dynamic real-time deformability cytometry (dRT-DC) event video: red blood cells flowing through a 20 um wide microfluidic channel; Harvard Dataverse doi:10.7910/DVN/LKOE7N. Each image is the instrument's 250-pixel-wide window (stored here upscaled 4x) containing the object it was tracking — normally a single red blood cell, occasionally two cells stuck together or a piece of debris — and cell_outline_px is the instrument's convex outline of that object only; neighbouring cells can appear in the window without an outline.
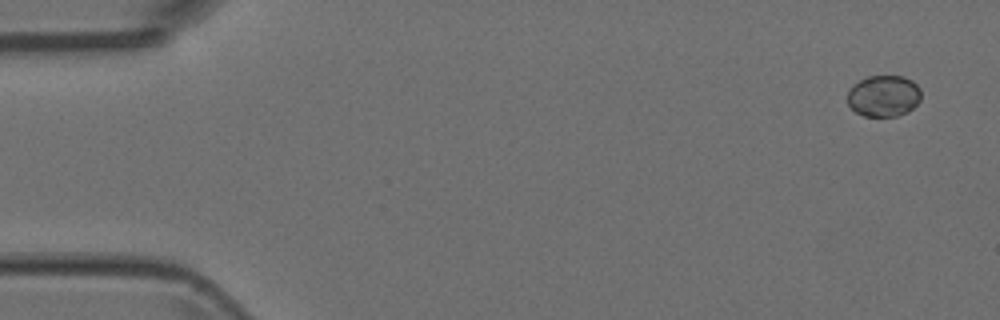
{"species": "Egyptian fruit bat (a non-hibernating species)", "species_latin": "Rousettus aegyptiacus", "temperature_condition": "room temperature", "stored_images_in_passage": 7, "camera_frame_rate_fps": 3000, "um_per_image_px": 0.085, "animal": {"sex": "female"}, "frame": {"image": 1, "passage_image": 1, "time_ms": 0.0, "image_size_px": [1000, 320], "cell_outline_px": [[920, 100], [908, 112], [896, 116], [864, 116], [856, 112], [848, 104], [848, 92], [852, 84], [868, 76], [904, 76], [912, 80], [920, 88]], "centroid_in_image_um": [75.11, 8.15], "position_along_channel_um": 9.9, "area_um2": 17.8}}
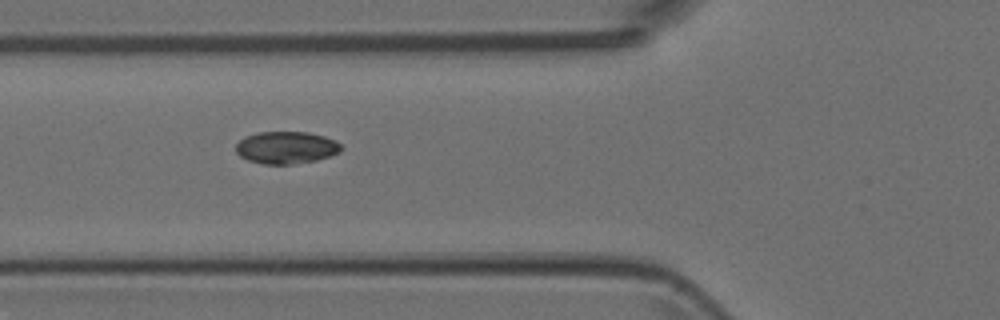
{"frame": {"image": 2, "passage_image": 6, "time_ms": 1.667, "image_size_px": [1000, 320], "cell_outline_px": [[344, 148], [340, 152], [316, 160], [292, 164], [264, 164], [248, 160], [240, 156], [236, 152], [236, 144], [244, 136], [256, 132], [308, 132], [324, 136], [336, 140]], "centroid_in_image_um": [24.33, 12.53], "position_along_channel_um": 101.5, "area_um2": 19.88}}
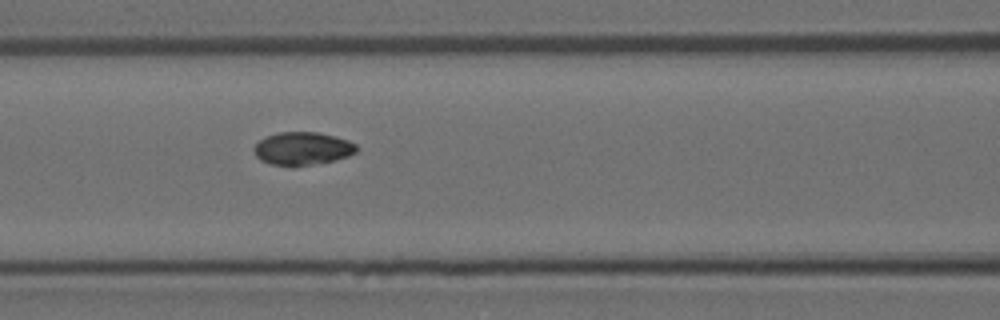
{"frame": {"image": 3, "passage_image": 7, "time_ms": 2.0, "image_size_px": [1000, 320], "cell_outline_px": [[360, 148], [356, 152], [348, 156], [332, 160], [312, 164], [272, 164], [260, 160], [256, 156], [252, 148], [260, 140], [268, 136], [280, 132], [316, 132], [336, 136], [348, 140], [356, 144]], "centroid_in_image_um": [25.74, 12.59], "position_along_channel_um": 140.9, "area_um2": 19.31}}